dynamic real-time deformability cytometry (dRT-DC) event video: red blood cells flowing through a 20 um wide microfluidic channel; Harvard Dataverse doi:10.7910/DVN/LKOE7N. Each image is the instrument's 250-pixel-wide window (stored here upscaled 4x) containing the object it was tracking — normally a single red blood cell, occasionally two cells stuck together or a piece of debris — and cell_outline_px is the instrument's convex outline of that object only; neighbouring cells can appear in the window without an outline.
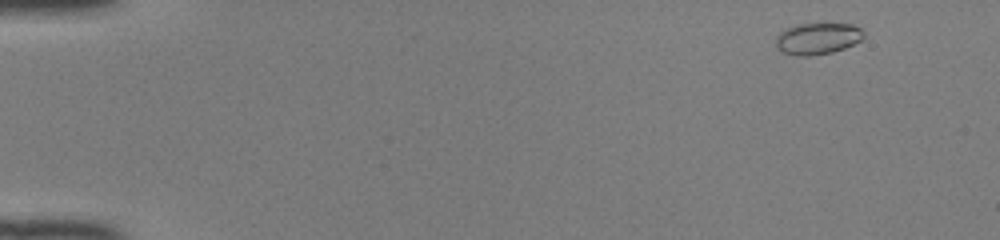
{"species": "common noctule bat (a hibernating species)", "species_latin": "Nyctalus noctula", "temperature_condition": "room temperature", "stored_images_in_passage": 47, "camera_frame_rate_fps": 3000, "um_per_image_px": 0.085, "animal": {"sex": "female", "body_mass_g": 22.0, "forearm_length_mm": 56.7}, "frame": {"image": 1, "passage_image": 2, "time_ms": 0.333, "image_size_px": [1000, 240], "cell_outline_px": [[864, 36], [860, 40], [844, 48], [832, 52], [808, 56], [800, 56], [784, 52], [776, 44], [776, 36], [784, 28], [796, 24], [852, 24], [860, 28], [864, 32]], "centroid_in_image_um": [69.49, 3.26], "position_along_channel_um": 15.5, "area_um2": 15.95}}
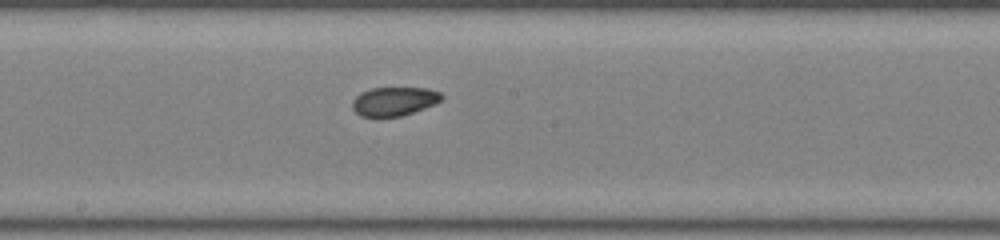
{"frame": {"image": 2, "passage_image": 26, "time_ms": 8.333, "image_size_px": [1000, 240], "cell_outline_px": [[444, 96], [436, 104], [400, 116], [376, 120], [360, 116], [352, 108], [352, 100], [360, 92], [372, 88], [428, 88], [440, 92]], "centroid_in_image_um": [33.45, 8.65], "position_along_channel_um": 214.8, "area_um2": 15.49}}
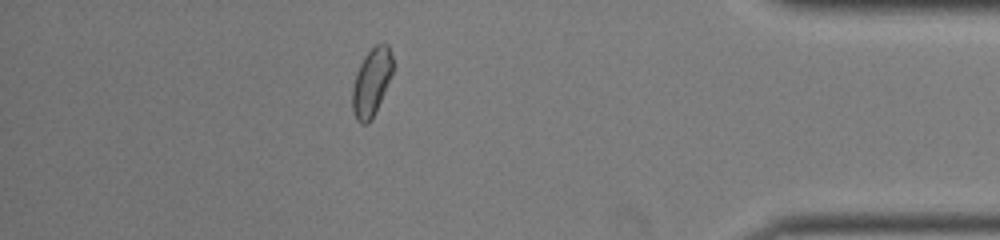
{"frame": {"image": 3, "passage_image": 42, "time_ms": 13.667, "image_size_px": [1000, 240], "cell_outline_px": [[392, 72], [384, 92], [372, 120], [364, 124], [360, 124], [356, 120], [352, 112], [352, 88], [356, 72], [364, 56], [376, 44], [388, 44], [392, 56]], "centroid_in_image_um": [31.55, 7.01], "position_along_channel_um": 403.7, "area_um2": 15.84}, "authors_computed_cell_mechanics": {"area_um2": 15.8372, "velocity_mm_per_s": 4.1438, "shape_relaxation_time_tau1_ms": null, "shape_relaxation_time_tau2_ms": 2.1952, "deformation_change_tau1": null, "deformation_change_tau2": 0.0643}}